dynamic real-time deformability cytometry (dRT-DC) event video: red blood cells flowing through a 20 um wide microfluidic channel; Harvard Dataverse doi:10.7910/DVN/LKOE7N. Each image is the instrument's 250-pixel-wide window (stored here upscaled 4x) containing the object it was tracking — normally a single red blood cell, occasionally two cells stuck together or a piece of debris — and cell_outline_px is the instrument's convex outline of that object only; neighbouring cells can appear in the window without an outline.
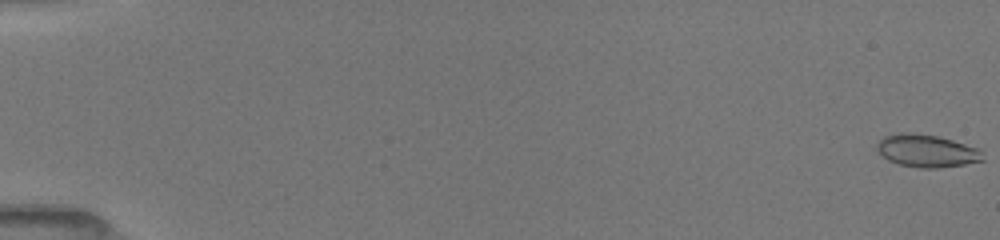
{"species": "common noctule bat (a hibernating species)", "species_latin": "Nyctalus noctula", "temperature_condition": "room temperature", "stored_images_in_passage": 46, "camera_frame_rate_fps": 3000, "um_per_image_px": 0.085, "animal": {"sex": "female", "body_mass_g": 19.5, "forearm_length_mm": 54.1}, "frame": {"image": 1, "passage_image": 1, "time_ms": 0.0, "image_size_px": [1000, 240], "cell_outline_px": [[984, 160], [964, 164], [940, 168], [920, 168], [900, 164], [888, 160], [876, 148], [876, 144], [884, 136], [900, 132], [908, 132], [936, 136], [952, 140], [980, 148]], "centroid_in_image_um": [78.78, 12.82], "position_along_channel_um": 6.2, "area_um2": 20.0}}
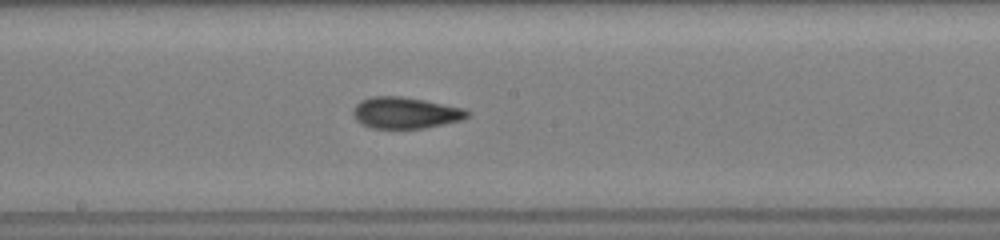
{"frame": {"image": 2, "passage_image": 27, "time_ms": 9.667, "image_size_px": [1000, 240], "cell_outline_px": [[472, 112], [468, 116], [460, 120], [444, 124], [424, 128], [372, 128], [356, 120], [352, 112], [356, 104], [360, 100], [372, 96], [400, 96], [424, 100], [464, 108]], "centroid_in_image_um": [34.46, 9.58], "position_along_channel_um": 213.7, "area_um2": 20.81}}
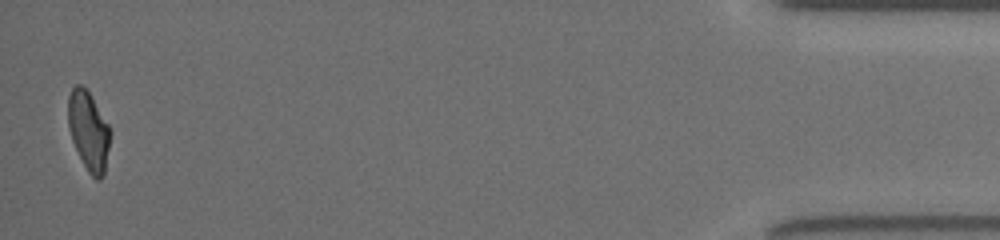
{"frame": {"image": 3, "passage_image": 46, "time_ms": 17.0, "image_size_px": [1000, 240], "cell_outline_px": [[112, 132], [104, 176], [100, 180], [96, 180], [88, 172], [72, 140], [68, 128], [68, 96], [72, 88], [76, 84], [80, 84], [88, 92], [108, 124]], "centroid_in_image_um": [7.54, 11.16], "position_along_channel_um": 427.7, "area_um2": 19.36}, "authors_computed_cell_mechanics": {"area_um2": 20.1433, "velocity_mm_per_s": 4.0294, "shape_relaxation_time_tau1_ms": 6.7438, "shape_relaxation_time_tau2_ms": 1.9125, "deformation_change_tau1": 0.1861, "deformation_change_tau2": 0.0903}}